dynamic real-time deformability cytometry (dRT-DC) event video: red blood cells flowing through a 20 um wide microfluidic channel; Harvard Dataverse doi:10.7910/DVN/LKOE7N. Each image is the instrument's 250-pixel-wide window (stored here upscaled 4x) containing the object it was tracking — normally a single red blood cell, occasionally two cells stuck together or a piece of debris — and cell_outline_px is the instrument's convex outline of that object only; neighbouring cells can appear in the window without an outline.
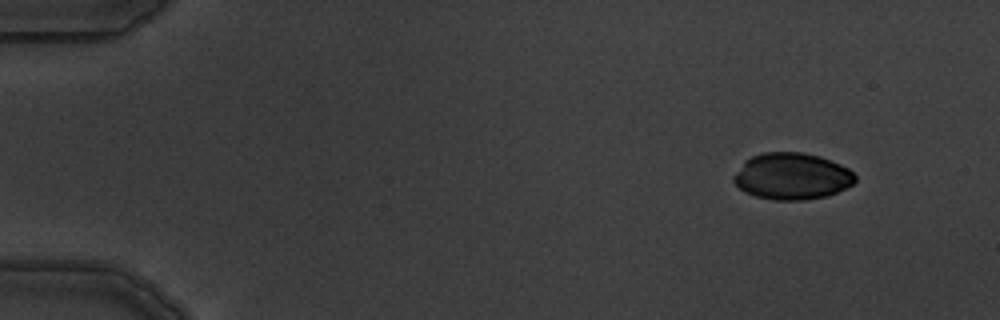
{"species": "common noctule bat (a hibernating species)", "species_latin": "Nyctalus noctula", "temperature_condition": "warm", "stored_images_in_passage": 5, "camera_frame_rate_fps": 3000, "um_per_image_px": 0.085, "animal": {"sex": "male", "body_mass_g": 19.5, "forearm_length_mm": 54.6}, "frame": {"image": 1, "passage_image": 1, "time_ms": 0.0, "image_size_px": [1000, 320], "cell_outline_px": [[856, 180], [852, 184], [836, 192], [824, 196], [804, 200], [776, 200], [756, 196], [744, 192], [732, 180], [732, 176], [744, 160], [752, 156], [764, 152], [800, 152], [820, 156], [840, 164], [848, 168], [856, 176]], "centroid_in_image_um": [67.28, 14.97], "position_along_channel_um": 17.7, "area_um2": 32.95}}